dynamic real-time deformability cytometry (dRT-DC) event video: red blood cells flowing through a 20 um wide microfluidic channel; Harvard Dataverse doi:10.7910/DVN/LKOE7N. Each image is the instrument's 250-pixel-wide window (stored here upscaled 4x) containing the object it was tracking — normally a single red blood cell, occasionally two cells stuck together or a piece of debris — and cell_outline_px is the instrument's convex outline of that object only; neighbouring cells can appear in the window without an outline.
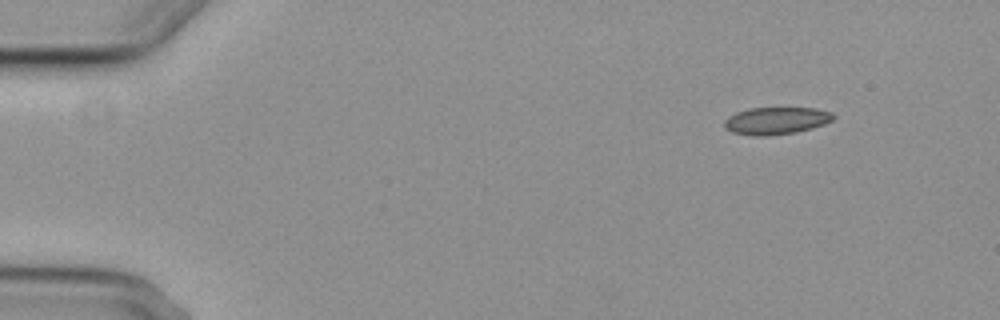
{"species": "common noctule bat (a hibernating species)", "species_latin": "Nyctalus noctula", "temperature_condition": "cold", "stored_images_in_passage": 4, "camera_frame_rate_fps": 3000, "um_per_image_px": 0.085, "animal": {"sex": "female", "body_mass_g": 29.2, "forearm_length_mm": 56.3}, "frame": {"image": 1, "passage_image": 1, "time_ms": 0.0, "image_size_px": [1000, 320], "cell_outline_px": [[836, 116], [832, 120], [824, 124], [812, 128], [796, 132], [772, 136], [752, 136], [732, 132], [724, 128], [724, 120], [728, 116], [736, 112], [748, 108], [816, 108], [832, 112]], "centroid_in_image_um": [65.96, 10.26], "position_along_channel_um": 19.0, "area_um2": 17.57}}
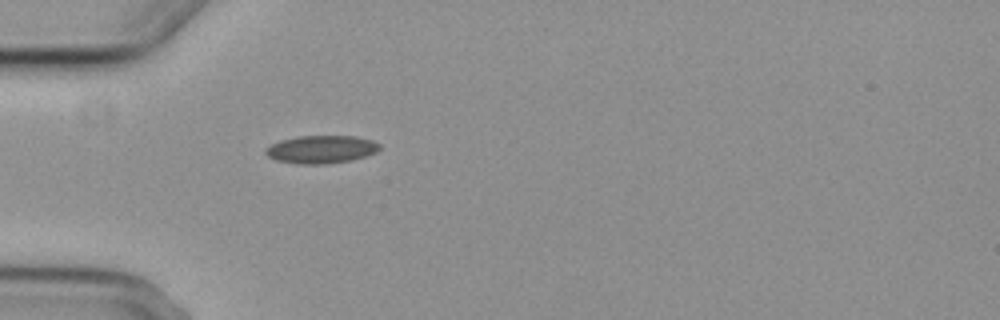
{"frame": {"image": 2, "passage_image": 4, "time_ms": 3.667, "image_size_px": [1000, 320], "cell_outline_px": [[380, 148], [376, 152], [352, 160], [328, 164], [296, 164], [276, 160], [268, 156], [264, 152], [264, 148], [280, 140], [296, 136], [356, 136], [372, 140], [380, 144]], "centroid_in_image_um": [27.28, 12.7], "position_along_channel_um": 57.7, "area_um2": 18.67}}